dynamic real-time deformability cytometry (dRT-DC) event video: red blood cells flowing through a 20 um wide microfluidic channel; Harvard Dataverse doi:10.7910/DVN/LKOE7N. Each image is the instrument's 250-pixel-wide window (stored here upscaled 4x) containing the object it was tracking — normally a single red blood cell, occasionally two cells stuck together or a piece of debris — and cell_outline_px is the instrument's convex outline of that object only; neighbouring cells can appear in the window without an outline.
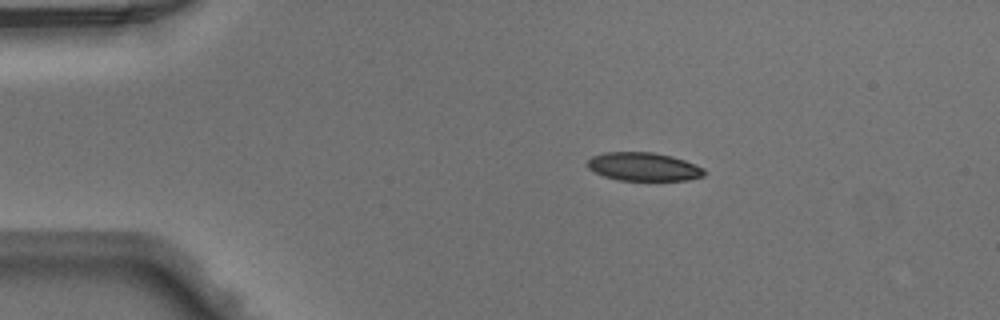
{"species": "Egyptian fruit bat (a non-hibernating species)", "species_latin": "Rousettus aegyptiacus", "temperature_condition": "warm", "stored_images_in_passage": 40, "camera_frame_rate_fps": 3000, "um_per_image_px": 0.085, "animal": {"sex": "male"}, "frame": {"image": 1, "passage_image": 1, "time_ms": 0.0, "image_size_px": [1000, 320], "cell_outline_px": [[704, 176], [688, 180], [620, 180], [604, 176], [588, 168], [588, 160], [592, 156], [604, 152], [652, 152], [672, 156], [696, 164], [704, 168]], "centroid_in_image_um": [54.72, 14.16], "position_along_channel_um": 30.3, "area_um2": 19.25}}
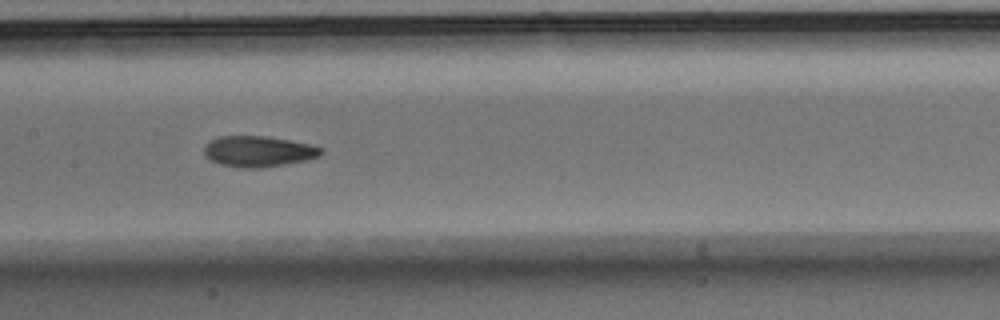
{"frame": {"image": 2, "passage_image": 16, "time_ms": 5.0, "image_size_px": [1000, 320], "cell_outline_px": [[324, 152], [320, 156], [304, 160], [284, 164], [260, 168], [240, 168], [220, 164], [212, 160], [204, 152], [204, 144], [208, 140], [220, 136], [268, 136], [312, 144], [324, 148]], "centroid_in_image_um": [21.98, 12.85], "position_along_channel_um": 185.4, "area_um2": 21.15}}
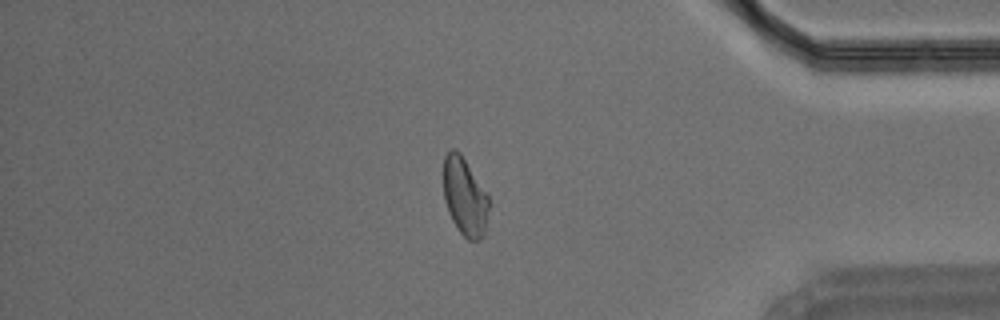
{"frame": {"image": 3, "passage_image": 33, "time_ms": 10.667, "image_size_px": [1000, 320], "cell_outline_px": [[488, 208], [484, 232], [480, 240], [468, 240], [460, 232], [452, 220], [448, 212], [444, 200], [444, 156], [452, 148], [456, 148], [460, 152], [488, 196]], "centroid_in_image_um": [39.48, 16.71], "position_along_channel_um": 395.7, "area_um2": 20.29}}